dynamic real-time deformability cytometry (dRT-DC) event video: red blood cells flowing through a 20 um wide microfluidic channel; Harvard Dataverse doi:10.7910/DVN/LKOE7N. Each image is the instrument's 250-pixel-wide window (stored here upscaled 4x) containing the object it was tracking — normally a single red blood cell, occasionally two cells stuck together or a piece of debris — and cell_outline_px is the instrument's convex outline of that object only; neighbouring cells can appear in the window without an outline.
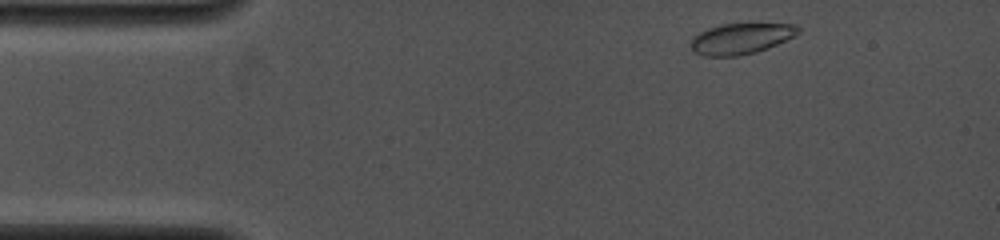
{"species": "common noctule bat (a hibernating species)", "species_latin": "Nyctalus noctula", "temperature_condition": "cold", "stored_images_in_passage": 24, "camera_frame_rate_fps": 4000, "um_per_image_px": 0.085, "animal": {"sex": "female", "body_mass_g": 19.0, "forearm_length_mm": 53.3}, "frame": {"image": 1, "passage_image": 1, "time_ms": 0.0, "image_size_px": [1000, 240], "cell_outline_px": [[800, 32], [796, 36], [768, 48], [756, 52], [740, 56], [704, 56], [696, 52], [692, 48], [692, 36], [708, 28], [724, 24], [796, 24], [800, 28]], "centroid_in_image_um": [63.02, 3.28], "position_along_channel_um": 22.0, "area_um2": 19.25}}
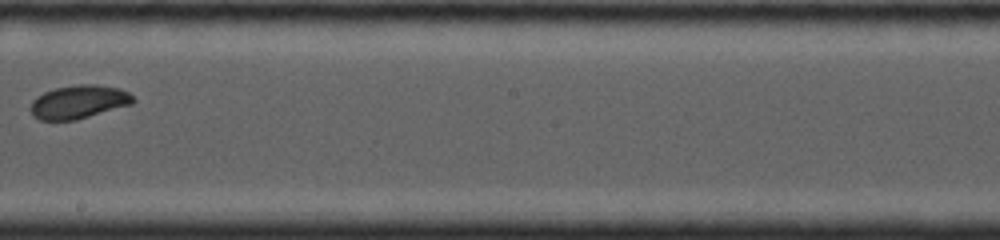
{"frame": {"image": 2, "passage_image": 14, "time_ms": 7.0, "image_size_px": [1000, 240], "cell_outline_px": [[136, 100], [132, 104], [76, 120], [40, 120], [32, 116], [28, 108], [32, 100], [36, 96], [44, 92], [56, 88], [80, 84], [96, 84], [120, 88], [128, 92]], "centroid_in_image_um": [6.66, 8.66], "position_along_channel_um": 241.5, "area_um2": 20.17}}
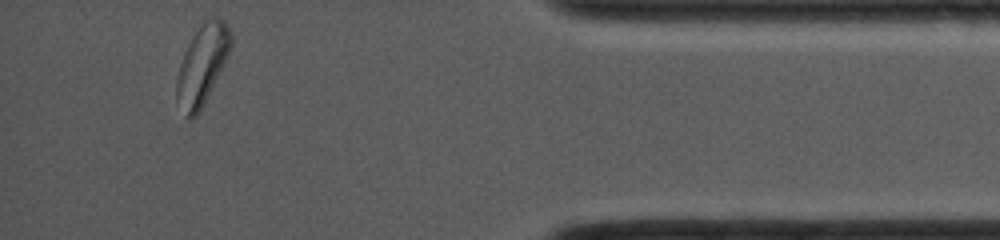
{"frame": {"image": 3, "passage_image": 24, "time_ms": 12.0, "image_size_px": [1000, 240], "cell_outline_px": [[232, 44], [204, 104], [200, 112], [192, 120], [188, 120], [176, 96], [176, 76], [184, 52], [200, 20], [208, 16], [220, 16], [228, 24], [232, 32]], "centroid_in_image_um": [17.19, 5.41], "position_along_channel_um": 418.0, "area_um2": 25.37}, "authors_computed_cell_mechanics": {"area_um2": 20.1144, "velocity_mm_per_s": 4.1393, "shape_relaxation_time_tau1_ms": 3.9105, "shape_relaxation_time_tau2_ms": 7.3937, "deformation_change_tau1": 0.0898, "deformation_change_tau2": 0.0825}}